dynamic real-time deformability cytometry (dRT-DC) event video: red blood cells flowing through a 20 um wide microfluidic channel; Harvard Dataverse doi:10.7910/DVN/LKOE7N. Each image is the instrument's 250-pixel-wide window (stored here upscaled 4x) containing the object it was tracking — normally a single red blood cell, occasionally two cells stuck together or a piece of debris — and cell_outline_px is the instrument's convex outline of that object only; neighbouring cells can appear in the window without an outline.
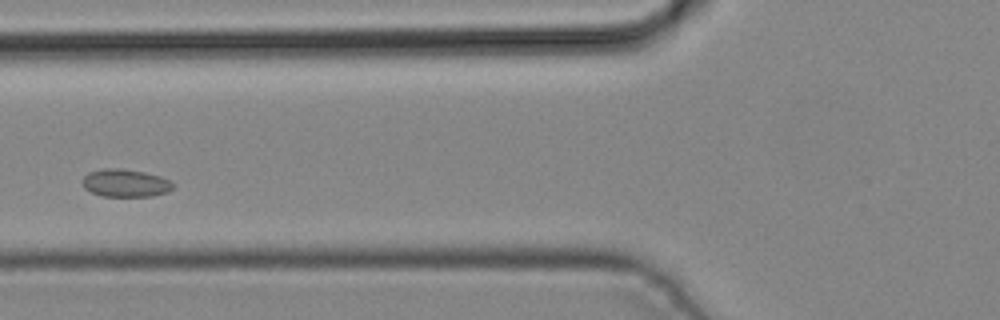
{"species": "common noctule bat (a hibernating species)", "species_latin": "Nyctalus noctula", "temperature_condition": "cold", "stored_images_in_passage": 2, "camera_frame_rate_fps": 3000, "um_per_image_px": 0.085, "animal": {"sex": "male", "body_mass_g": 19.2, "forearm_length_mm": 51.8}, "frame": {"image": 1, "passage_image": 2, "time_ms": 0.333, "image_size_px": [1000, 320], "cell_outline_px": [[172, 188], [168, 192], [152, 196], [100, 196], [84, 188], [84, 176], [88, 172], [104, 168], [120, 168], [144, 172], [160, 176], [172, 180]], "centroid_in_image_um": [10.67, 15.55], "position_along_channel_um": 115.1, "area_um2": 14.62}}